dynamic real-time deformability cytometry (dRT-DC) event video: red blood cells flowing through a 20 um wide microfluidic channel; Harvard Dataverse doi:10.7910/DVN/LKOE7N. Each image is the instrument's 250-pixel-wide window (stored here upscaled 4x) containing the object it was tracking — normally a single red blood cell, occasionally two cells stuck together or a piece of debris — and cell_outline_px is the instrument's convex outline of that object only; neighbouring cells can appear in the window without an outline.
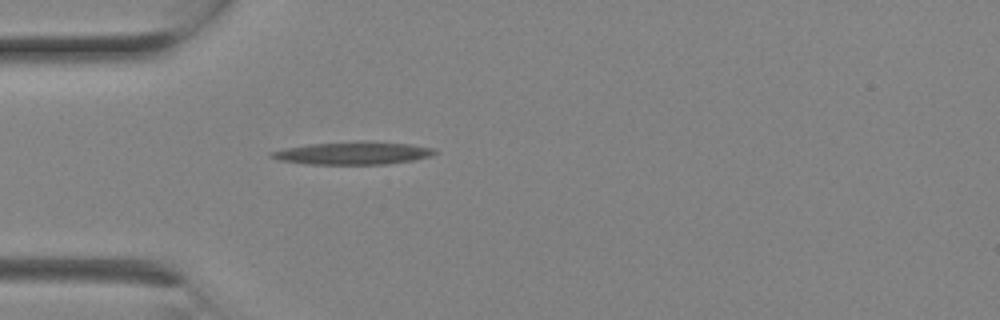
{"species": "Egyptian fruit bat (a non-hibernating species)", "species_latin": "Rousettus aegyptiacus", "temperature_condition": "room temperature", "stored_images_in_passage": 1, "camera_frame_rate_fps": 3000, "um_per_image_px": 0.085, "animal": {"sex": "female"}, "frame": {"image": 1, "passage_image": 1, "time_ms": 0.0, "image_size_px": [1000, 320], "cell_outline_px": [[440, 152], [432, 156], [412, 160], [384, 164], [308, 164], [280, 160], [268, 156], [272, 152], [288, 148], [308, 144], [364, 140], [408, 144], [436, 148]], "centroid_in_image_um": [30.09, 13.0], "position_along_channel_um": 54.9, "area_um2": 21.68}}